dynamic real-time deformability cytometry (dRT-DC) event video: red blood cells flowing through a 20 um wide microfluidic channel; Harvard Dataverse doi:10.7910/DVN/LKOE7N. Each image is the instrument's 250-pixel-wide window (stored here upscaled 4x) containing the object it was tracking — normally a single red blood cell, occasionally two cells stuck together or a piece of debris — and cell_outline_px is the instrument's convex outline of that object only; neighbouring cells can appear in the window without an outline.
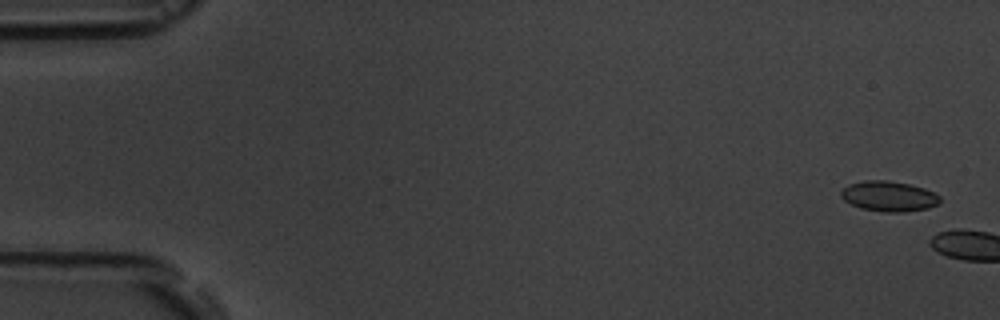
{"species": "common noctule bat (a hibernating species)", "species_latin": "Nyctalus noctula", "temperature_condition": "room temperature", "stored_images_in_passage": 2, "camera_frame_rate_fps": 3000, "um_per_image_px": 0.085, "animal": {"sex": "male", "body_mass_g": 19.5, "forearm_length_mm": 54.6}, "frame": {"image": 1, "passage_image": 1, "time_ms": 0.0, "image_size_px": [1000, 320], "cell_outline_px": [[940, 200], [936, 204], [928, 208], [904, 212], [884, 212], [860, 208], [844, 200], [840, 196], [840, 192], [848, 184], [864, 180], [888, 180], [908, 184], [924, 188], [940, 196]], "centroid_in_image_um": [75.52, 16.68], "position_along_channel_um": 9.5, "area_um2": 17.4}}